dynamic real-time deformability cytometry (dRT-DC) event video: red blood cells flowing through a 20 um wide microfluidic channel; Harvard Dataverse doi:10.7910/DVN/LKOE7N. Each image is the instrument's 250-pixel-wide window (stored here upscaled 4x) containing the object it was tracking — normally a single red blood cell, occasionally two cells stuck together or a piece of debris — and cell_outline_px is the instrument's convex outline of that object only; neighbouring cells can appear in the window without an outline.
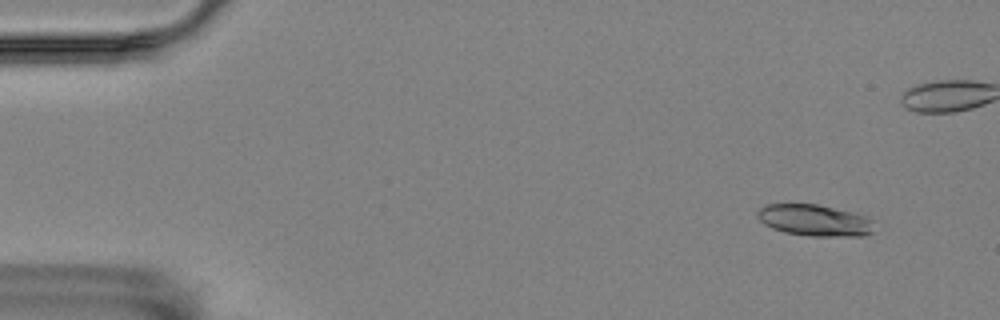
{"species": "Egyptian fruit bat (a non-hibernating species)", "species_latin": "Rousettus aegyptiacus", "temperature_condition": "room temperature", "stored_images_in_passage": 4, "camera_frame_rate_fps": 3000, "um_per_image_px": 0.085, "animal": {"sex": "female"}, "frame": {"image": 1, "passage_image": 2, "time_ms": 0.333, "image_size_px": [1000, 320], "cell_outline_px": [[872, 232], [864, 236], [808, 236], [784, 232], [772, 228], [764, 224], [760, 220], [756, 212], [760, 208], [768, 204], [816, 204], [852, 212], [864, 216], [872, 220]], "centroid_in_image_um": [69.22, 18.73], "position_along_channel_um": 15.8, "area_um2": 21.27}}